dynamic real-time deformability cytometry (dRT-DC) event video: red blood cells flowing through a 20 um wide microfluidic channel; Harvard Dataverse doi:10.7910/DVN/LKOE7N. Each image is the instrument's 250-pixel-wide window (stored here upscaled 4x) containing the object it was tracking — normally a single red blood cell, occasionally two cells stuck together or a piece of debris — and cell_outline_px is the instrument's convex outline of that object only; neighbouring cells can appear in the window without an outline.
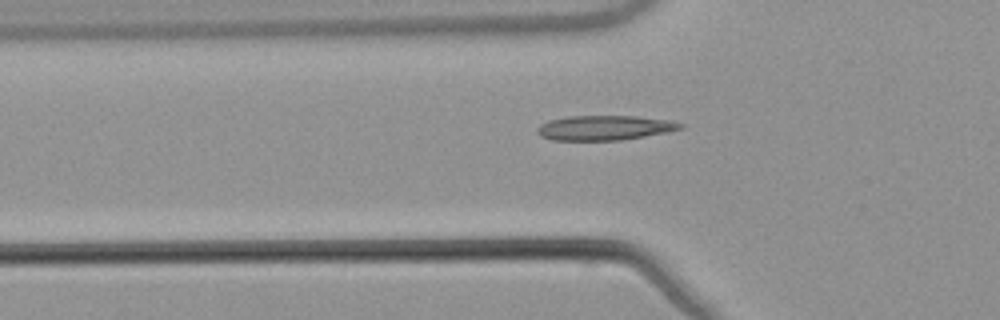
{"species": "common noctule bat (a hibernating species)", "species_latin": "Nyctalus noctula", "temperature_condition": "warm", "stored_images_in_passage": 42, "camera_frame_rate_fps": 3000, "um_per_image_px": 0.085, "animal": {"sex": "male", "body_mass_g": 21.5, "forearm_length_mm": 52.0}, "frame": {"image": 1, "passage_image": 8, "time_ms": 2.333, "image_size_px": [1000, 320], "cell_outline_px": [[684, 128], [668, 132], [620, 140], [552, 140], [540, 136], [536, 132], [536, 128], [540, 124], [548, 120], [568, 116], [636, 116], [672, 120], [684, 124]], "centroid_in_image_um": [51.39, 10.86], "position_along_channel_um": 74.4, "area_um2": 20.81}}
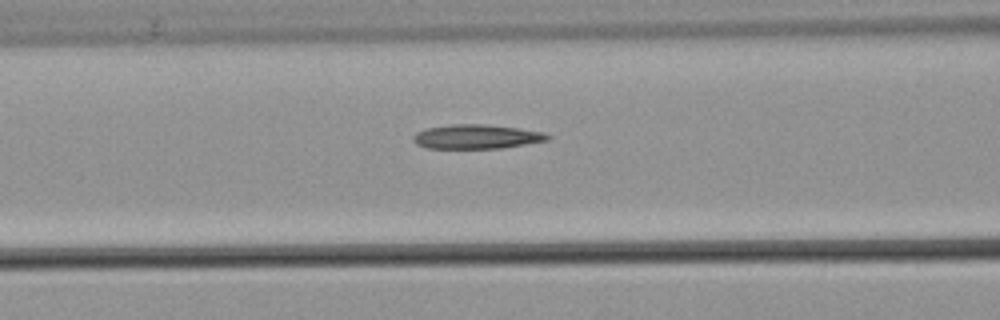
{"frame": {"image": 2, "passage_image": 12, "time_ms": 3.667, "image_size_px": [1000, 320], "cell_outline_px": [[552, 136], [548, 140], [500, 148], [428, 148], [416, 144], [412, 140], [412, 136], [416, 132], [424, 128], [448, 124], [484, 124], [520, 128], [544, 132]], "centroid_in_image_um": [40.47, 11.6], "position_along_channel_um": 126.1, "area_um2": 19.13}}
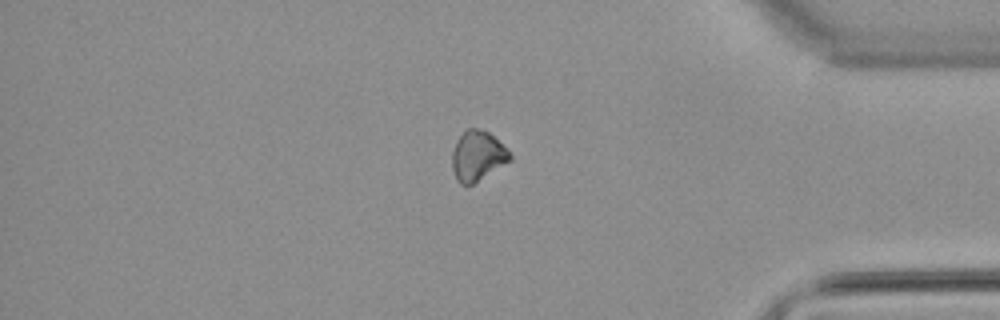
{"frame": {"image": 3, "passage_image": 35, "time_ms": 11.333, "image_size_px": [1000, 320], "cell_outline_px": [[512, 160], [472, 184], [460, 184], [456, 180], [452, 168], [452, 152], [456, 140], [468, 128], [476, 128], [488, 132], [512, 156]], "centroid_in_image_um": [40.55, 13.26], "position_along_channel_um": 394.6, "area_um2": 16.47}}